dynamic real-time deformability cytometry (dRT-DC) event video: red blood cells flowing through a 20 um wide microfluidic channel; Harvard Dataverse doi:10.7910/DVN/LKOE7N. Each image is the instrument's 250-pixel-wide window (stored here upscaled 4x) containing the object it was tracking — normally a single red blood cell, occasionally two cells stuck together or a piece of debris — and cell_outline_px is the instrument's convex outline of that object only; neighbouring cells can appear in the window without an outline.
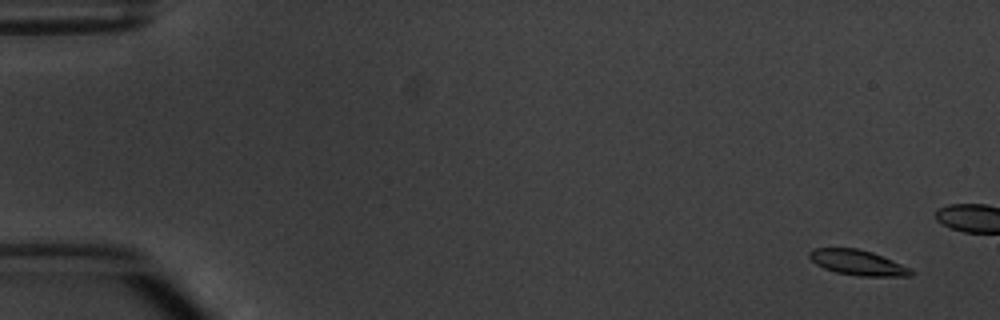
{"species": "common noctule bat (a hibernating species)", "species_latin": "Nyctalus noctula", "temperature_condition": "warm", "stored_images_in_passage": 8, "camera_frame_rate_fps": 3000, "um_per_image_px": 0.085, "animal": {"sex": "male", "body_mass_g": 20.1, "forearm_length_mm": 53.5}, "frame": {"image": 1, "passage_image": 1, "time_ms": 0.0, "image_size_px": [1000, 320], "cell_outline_px": [[916, 272], [912, 276], [860, 276], [836, 272], [824, 268], [816, 264], [808, 256], [808, 252], [812, 248], [856, 248], [872, 252], [912, 268]], "centroid_in_image_um": [72.93, 22.32], "position_along_channel_um": 12.1, "area_um2": 15.03}}
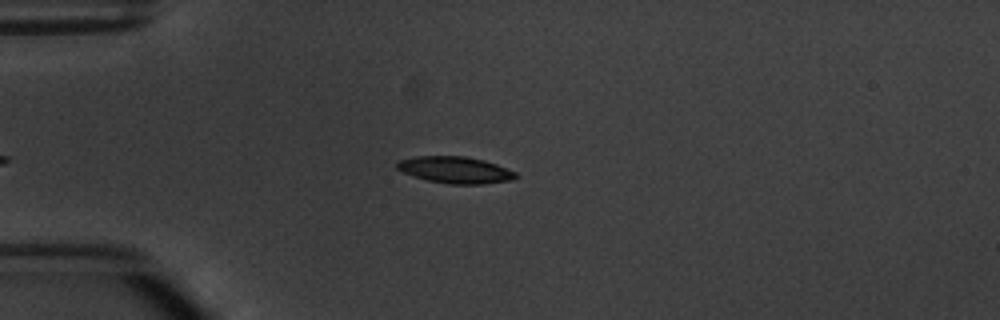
{"frame": {"image": 2, "passage_image": 5, "time_ms": 5.667, "image_size_px": [1000, 320], "cell_outline_px": [[516, 176], [512, 180], [480, 184], [448, 184], [428, 180], [404, 172], [396, 168], [396, 164], [400, 160], [416, 156], [464, 156], [484, 160], [496, 164], [516, 172]], "centroid_in_image_um": [38.7, 14.44], "position_along_channel_um": 46.3, "area_um2": 18.21}}
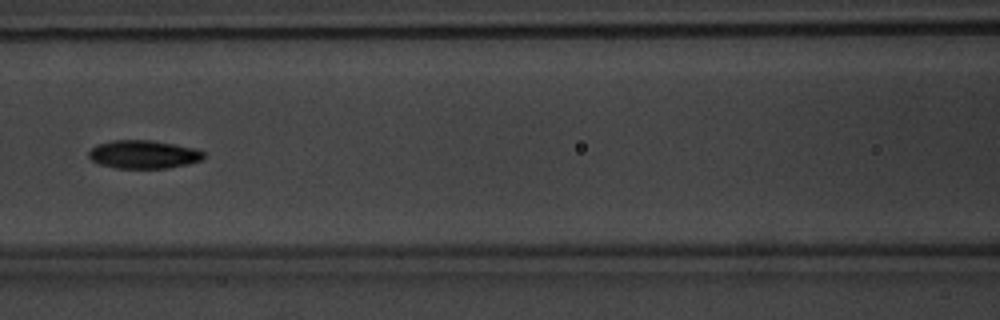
{"frame": {"image": 3, "passage_image": 8, "time_ms": 9.0, "image_size_px": [1000, 320], "cell_outline_px": [[204, 156], [200, 160], [188, 164], [168, 168], [116, 168], [100, 164], [92, 160], [88, 156], [88, 152], [96, 144], [112, 140], [152, 140], [192, 148], [204, 152]], "centroid_in_image_um": [12.16, 13.12], "position_along_channel_um": 154.4, "area_um2": 18.79}}